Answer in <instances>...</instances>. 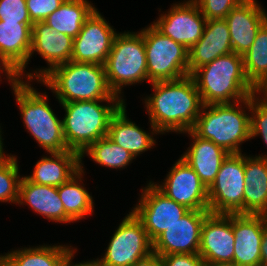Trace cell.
I'll list each match as a JSON object with an SVG mask.
<instances>
[{
  "instance_id": "6da1fadb",
  "label": "cell",
  "mask_w": 267,
  "mask_h": 266,
  "mask_svg": "<svg viewBox=\"0 0 267 266\" xmlns=\"http://www.w3.org/2000/svg\"><path fill=\"white\" fill-rule=\"evenodd\" d=\"M153 93L144 98L152 135L183 133L196 124L204 106L191 75L151 83Z\"/></svg>"
},
{
  "instance_id": "7a4b0ae2",
  "label": "cell",
  "mask_w": 267,
  "mask_h": 266,
  "mask_svg": "<svg viewBox=\"0 0 267 266\" xmlns=\"http://www.w3.org/2000/svg\"><path fill=\"white\" fill-rule=\"evenodd\" d=\"M191 76L204 105L232 104L254 93L245 75L243 56L234 52L199 67Z\"/></svg>"
},
{
  "instance_id": "3957f363",
  "label": "cell",
  "mask_w": 267,
  "mask_h": 266,
  "mask_svg": "<svg viewBox=\"0 0 267 266\" xmlns=\"http://www.w3.org/2000/svg\"><path fill=\"white\" fill-rule=\"evenodd\" d=\"M38 83L51 89L59 103L122 100L110 89L101 64L70 61L53 68Z\"/></svg>"
},
{
  "instance_id": "277c9868",
  "label": "cell",
  "mask_w": 267,
  "mask_h": 266,
  "mask_svg": "<svg viewBox=\"0 0 267 266\" xmlns=\"http://www.w3.org/2000/svg\"><path fill=\"white\" fill-rule=\"evenodd\" d=\"M250 108L251 96L232 104L204 105L192 131L228 153H242L240 145L251 139Z\"/></svg>"
},
{
  "instance_id": "5b68a950",
  "label": "cell",
  "mask_w": 267,
  "mask_h": 266,
  "mask_svg": "<svg viewBox=\"0 0 267 266\" xmlns=\"http://www.w3.org/2000/svg\"><path fill=\"white\" fill-rule=\"evenodd\" d=\"M124 103L123 100L60 103L65 110L62 124L68 149L81 155L91 144L107 136L111 117Z\"/></svg>"
},
{
  "instance_id": "8992f818",
  "label": "cell",
  "mask_w": 267,
  "mask_h": 266,
  "mask_svg": "<svg viewBox=\"0 0 267 266\" xmlns=\"http://www.w3.org/2000/svg\"><path fill=\"white\" fill-rule=\"evenodd\" d=\"M30 82L18 80L12 86L25 128L47 154L69 150L65 143L62 119L48 104V95L38 92Z\"/></svg>"
},
{
  "instance_id": "52a82bcc",
  "label": "cell",
  "mask_w": 267,
  "mask_h": 266,
  "mask_svg": "<svg viewBox=\"0 0 267 266\" xmlns=\"http://www.w3.org/2000/svg\"><path fill=\"white\" fill-rule=\"evenodd\" d=\"M104 66L110 89L125 102L123 87L148 81L142 30L117 33Z\"/></svg>"
},
{
  "instance_id": "ba28073f",
  "label": "cell",
  "mask_w": 267,
  "mask_h": 266,
  "mask_svg": "<svg viewBox=\"0 0 267 266\" xmlns=\"http://www.w3.org/2000/svg\"><path fill=\"white\" fill-rule=\"evenodd\" d=\"M148 82L177 80L189 75V50L164 36L152 23L142 29Z\"/></svg>"
},
{
  "instance_id": "9c48e42d",
  "label": "cell",
  "mask_w": 267,
  "mask_h": 266,
  "mask_svg": "<svg viewBox=\"0 0 267 266\" xmlns=\"http://www.w3.org/2000/svg\"><path fill=\"white\" fill-rule=\"evenodd\" d=\"M153 256V242L131 211L115 230L105 254L95 261L97 266H138Z\"/></svg>"
},
{
  "instance_id": "30bf717a",
  "label": "cell",
  "mask_w": 267,
  "mask_h": 266,
  "mask_svg": "<svg viewBox=\"0 0 267 266\" xmlns=\"http://www.w3.org/2000/svg\"><path fill=\"white\" fill-rule=\"evenodd\" d=\"M245 155L229 153L208 188L209 211L213 214H243Z\"/></svg>"
},
{
  "instance_id": "8fae6325",
  "label": "cell",
  "mask_w": 267,
  "mask_h": 266,
  "mask_svg": "<svg viewBox=\"0 0 267 266\" xmlns=\"http://www.w3.org/2000/svg\"><path fill=\"white\" fill-rule=\"evenodd\" d=\"M141 190V198L131 211L143 223L148 237L153 242L168 227L179 221L189 209L167 197L149 181Z\"/></svg>"
},
{
  "instance_id": "7c38bea8",
  "label": "cell",
  "mask_w": 267,
  "mask_h": 266,
  "mask_svg": "<svg viewBox=\"0 0 267 266\" xmlns=\"http://www.w3.org/2000/svg\"><path fill=\"white\" fill-rule=\"evenodd\" d=\"M114 29L96 8L73 38L71 61L104 65L117 35Z\"/></svg>"
},
{
  "instance_id": "4fadbf2b",
  "label": "cell",
  "mask_w": 267,
  "mask_h": 266,
  "mask_svg": "<svg viewBox=\"0 0 267 266\" xmlns=\"http://www.w3.org/2000/svg\"><path fill=\"white\" fill-rule=\"evenodd\" d=\"M206 20L197 4L193 0H187L174 3L152 25L164 36L181 43L189 50L202 37Z\"/></svg>"
},
{
  "instance_id": "5bb4252c",
  "label": "cell",
  "mask_w": 267,
  "mask_h": 266,
  "mask_svg": "<svg viewBox=\"0 0 267 266\" xmlns=\"http://www.w3.org/2000/svg\"><path fill=\"white\" fill-rule=\"evenodd\" d=\"M209 210H189L179 221L168 227L153 241V254H198L201 228Z\"/></svg>"
},
{
  "instance_id": "9a60e30c",
  "label": "cell",
  "mask_w": 267,
  "mask_h": 266,
  "mask_svg": "<svg viewBox=\"0 0 267 266\" xmlns=\"http://www.w3.org/2000/svg\"><path fill=\"white\" fill-rule=\"evenodd\" d=\"M154 185L167 197L189 210H209L208 189L181 157L173 164L164 182Z\"/></svg>"
},
{
  "instance_id": "2e32d148",
  "label": "cell",
  "mask_w": 267,
  "mask_h": 266,
  "mask_svg": "<svg viewBox=\"0 0 267 266\" xmlns=\"http://www.w3.org/2000/svg\"><path fill=\"white\" fill-rule=\"evenodd\" d=\"M73 51V38L51 28L44 21L32 25L31 49L29 60L37 52L48 63V68L37 69L32 73L26 72L24 76L40 81L53 68L71 61Z\"/></svg>"
},
{
  "instance_id": "e0dca14e",
  "label": "cell",
  "mask_w": 267,
  "mask_h": 266,
  "mask_svg": "<svg viewBox=\"0 0 267 266\" xmlns=\"http://www.w3.org/2000/svg\"><path fill=\"white\" fill-rule=\"evenodd\" d=\"M233 214L210 213L201 228L199 255L205 263L233 262Z\"/></svg>"
},
{
  "instance_id": "ac0fdd59",
  "label": "cell",
  "mask_w": 267,
  "mask_h": 266,
  "mask_svg": "<svg viewBox=\"0 0 267 266\" xmlns=\"http://www.w3.org/2000/svg\"><path fill=\"white\" fill-rule=\"evenodd\" d=\"M267 215L233 214L234 255L237 266H259Z\"/></svg>"
},
{
  "instance_id": "d6986e66",
  "label": "cell",
  "mask_w": 267,
  "mask_h": 266,
  "mask_svg": "<svg viewBox=\"0 0 267 266\" xmlns=\"http://www.w3.org/2000/svg\"><path fill=\"white\" fill-rule=\"evenodd\" d=\"M234 53L244 56L254 43L258 30L267 21V12L257 0H245L224 18Z\"/></svg>"
},
{
  "instance_id": "ffe728a7",
  "label": "cell",
  "mask_w": 267,
  "mask_h": 266,
  "mask_svg": "<svg viewBox=\"0 0 267 266\" xmlns=\"http://www.w3.org/2000/svg\"><path fill=\"white\" fill-rule=\"evenodd\" d=\"M232 52L226 20H206L202 37L189 49V75L219 56Z\"/></svg>"
},
{
  "instance_id": "44dd1931",
  "label": "cell",
  "mask_w": 267,
  "mask_h": 266,
  "mask_svg": "<svg viewBox=\"0 0 267 266\" xmlns=\"http://www.w3.org/2000/svg\"><path fill=\"white\" fill-rule=\"evenodd\" d=\"M32 25L0 21V56L24 79L31 49Z\"/></svg>"
},
{
  "instance_id": "7402d4cb",
  "label": "cell",
  "mask_w": 267,
  "mask_h": 266,
  "mask_svg": "<svg viewBox=\"0 0 267 266\" xmlns=\"http://www.w3.org/2000/svg\"><path fill=\"white\" fill-rule=\"evenodd\" d=\"M184 133L189 134L193 143L181 155V158L196 172L208 189L229 153L212 141L200 138L192 130Z\"/></svg>"
},
{
  "instance_id": "603a6c76",
  "label": "cell",
  "mask_w": 267,
  "mask_h": 266,
  "mask_svg": "<svg viewBox=\"0 0 267 266\" xmlns=\"http://www.w3.org/2000/svg\"><path fill=\"white\" fill-rule=\"evenodd\" d=\"M17 204L23 206L27 204L35 213L53 222L65 224L74 222L65 213L57 187L33 183L25 176H22L20 181Z\"/></svg>"
},
{
  "instance_id": "cb8c5ba5",
  "label": "cell",
  "mask_w": 267,
  "mask_h": 266,
  "mask_svg": "<svg viewBox=\"0 0 267 266\" xmlns=\"http://www.w3.org/2000/svg\"><path fill=\"white\" fill-rule=\"evenodd\" d=\"M36 162L33 173L25 176L29 181L44 186L58 187L80 170V155L72 150L50 153Z\"/></svg>"
},
{
  "instance_id": "d4e9b609",
  "label": "cell",
  "mask_w": 267,
  "mask_h": 266,
  "mask_svg": "<svg viewBox=\"0 0 267 266\" xmlns=\"http://www.w3.org/2000/svg\"><path fill=\"white\" fill-rule=\"evenodd\" d=\"M243 214L267 215V159L245 154Z\"/></svg>"
},
{
  "instance_id": "484cf974",
  "label": "cell",
  "mask_w": 267,
  "mask_h": 266,
  "mask_svg": "<svg viewBox=\"0 0 267 266\" xmlns=\"http://www.w3.org/2000/svg\"><path fill=\"white\" fill-rule=\"evenodd\" d=\"M126 102L111 117L108 137L130 152L135 158L154 148V137L127 118Z\"/></svg>"
},
{
  "instance_id": "4316f807",
  "label": "cell",
  "mask_w": 267,
  "mask_h": 266,
  "mask_svg": "<svg viewBox=\"0 0 267 266\" xmlns=\"http://www.w3.org/2000/svg\"><path fill=\"white\" fill-rule=\"evenodd\" d=\"M77 249L66 245H39L0 254V266H62Z\"/></svg>"
},
{
  "instance_id": "83f0119b",
  "label": "cell",
  "mask_w": 267,
  "mask_h": 266,
  "mask_svg": "<svg viewBox=\"0 0 267 266\" xmlns=\"http://www.w3.org/2000/svg\"><path fill=\"white\" fill-rule=\"evenodd\" d=\"M82 165L83 163L80 162V170L66 183L57 187V192L64 205L65 213L74 222L83 218L85 219L87 215L93 214L94 211V199L82 182L85 170Z\"/></svg>"
},
{
  "instance_id": "f1b7e54d",
  "label": "cell",
  "mask_w": 267,
  "mask_h": 266,
  "mask_svg": "<svg viewBox=\"0 0 267 266\" xmlns=\"http://www.w3.org/2000/svg\"><path fill=\"white\" fill-rule=\"evenodd\" d=\"M95 9L88 0H65L44 22L56 31L75 38Z\"/></svg>"
},
{
  "instance_id": "f546056e",
  "label": "cell",
  "mask_w": 267,
  "mask_h": 266,
  "mask_svg": "<svg viewBox=\"0 0 267 266\" xmlns=\"http://www.w3.org/2000/svg\"><path fill=\"white\" fill-rule=\"evenodd\" d=\"M87 154L99 165L111 169H125L136 159L130 152L114 143L108 136H105L91 144L81 155L80 162Z\"/></svg>"
},
{
  "instance_id": "4dcf8cb0",
  "label": "cell",
  "mask_w": 267,
  "mask_h": 266,
  "mask_svg": "<svg viewBox=\"0 0 267 266\" xmlns=\"http://www.w3.org/2000/svg\"><path fill=\"white\" fill-rule=\"evenodd\" d=\"M247 80L255 87L267 74V21L258 30L254 43L243 56Z\"/></svg>"
},
{
  "instance_id": "1f68e13d",
  "label": "cell",
  "mask_w": 267,
  "mask_h": 266,
  "mask_svg": "<svg viewBox=\"0 0 267 266\" xmlns=\"http://www.w3.org/2000/svg\"><path fill=\"white\" fill-rule=\"evenodd\" d=\"M21 179L15 155L0 163V202L17 204Z\"/></svg>"
},
{
  "instance_id": "d6a6232c",
  "label": "cell",
  "mask_w": 267,
  "mask_h": 266,
  "mask_svg": "<svg viewBox=\"0 0 267 266\" xmlns=\"http://www.w3.org/2000/svg\"><path fill=\"white\" fill-rule=\"evenodd\" d=\"M250 124H251V139L256 136H261L267 145V100L260 99L254 95L251 96ZM258 157L267 159V154H260Z\"/></svg>"
},
{
  "instance_id": "836d02e7",
  "label": "cell",
  "mask_w": 267,
  "mask_h": 266,
  "mask_svg": "<svg viewBox=\"0 0 267 266\" xmlns=\"http://www.w3.org/2000/svg\"><path fill=\"white\" fill-rule=\"evenodd\" d=\"M207 20L224 19L229 12L245 0H193Z\"/></svg>"
},
{
  "instance_id": "e575fe53",
  "label": "cell",
  "mask_w": 267,
  "mask_h": 266,
  "mask_svg": "<svg viewBox=\"0 0 267 266\" xmlns=\"http://www.w3.org/2000/svg\"><path fill=\"white\" fill-rule=\"evenodd\" d=\"M0 21L33 24L26 0H0Z\"/></svg>"
},
{
  "instance_id": "d590c367",
  "label": "cell",
  "mask_w": 267,
  "mask_h": 266,
  "mask_svg": "<svg viewBox=\"0 0 267 266\" xmlns=\"http://www.w3.org/2000/svg\"><path fill=\"white\" fill-rule=\"evenodd\" d=\"M65 0H26V6L33 23L45 21Z\"/></svg>"
},
{
  "instance_id": "8d00e7d4",
  "label": "cell",
  "mask_w": 267,
  "mask_h": 266,
  "mask_svg": "<svg viewBox=\"0 0 267 266\" xmlns=\"http://www.w3.org/2000/svg\"><path fill=\"white\" fill-rule=\"evenodd\" d=\"M164 266H205L203 258L199 254H169L159 257Z\"/></svg>"
},
{
  "instance_id": "74e56055",
  "label": "cell",
  "mask_w": 267,
  "mask_h": 266,
  "mask_svg": "<svg viewBox=\"0 0 267 266\" xmlns=\"http://www.w3.org/2000/svg\"><path fill=\"white\" fill-rule=\"evenodd\" d=\"M5 73L6 79L10 86H14L19 80L18 74L7 64V62L0 56V74ZM1 76V75H0ZM1 79V77H0ZM2 81V80H0Z\"/></svg>"
},
{
  "instance_id": "f35d334b",
  "label": "cell",
  "mask_w": 267,
  "mask_h": 266,
  "mask_svg": "<svg viewBox=\"0 0 267 266\" xmlns=\"http://www.w3.org/2000/svg\"><path fill=\"white\" fill-rule=\"evenodd\" d=\"M263 93V94H262ZM263 97H262V95ZM254 96L260 97V99L267 100V74L263 79L254 87ZM258 95V96H257ZM262 97V98H261Z\"/></svg>"
},
{
  "instance_id": "ab89813d",
  "label": "cell",
  "mask_w": 267,
  "mask_h": 266,
  "mask_svg": "<svg viewBox=\"0 0 267 266\" xmlns=\"http://www.w3.org/2000/svg\"><path fill=\"white\" fill-rule=\"evenodd\" d=\"M261 266H267V225L264 227L262 242H261Z\"/></svg>"
},
{
  "instance_id": "60d3db41",
  "label": "cell",
  "mask_w": 267,
  "mask_h": 266,
  "mask_svg": "<svg viewBox=\"0 0 267 266\" xmlns=\"http://www.w3.org/2000/svg\"><path fill=\"white\" fill-rule=\"evenodd\" d=\"M74 255H75V252H73L66 260L65 262L63 263L62 266H97V263L94 260H91V261H84L82 263H73V259H74Z\"/></svg>"
},
{
  "instance_id": "b9f144b4",
  "label": "cell",
  "mask_w": 267,
  "mask_h": 266,
  "mask_svg": "<svg viewBox=\"0 0 267 266\" xmlns=\"http://www.w3.org/2000/svg\"><path fill=\"white\" fill-rule=\"evenodd\" d=\"M138 266H164L160 258L153 256L152 258L140 263Z\"/></svg>"
},
{
  "instance_id": "7bdbcfd3",
  "label": "cell",
  "mask_w": 267,
  "mask_h": 266,
  "mask_svg": "<svg viewBox=\"0 0 267 266\" xmlns=\"http://www.w3.org/2000/svg\"><path fill=\"white\" fill-rule=\"evenodd\" d=\"M2 130H1V126H0V163L1 162H3L4 160H7L10 156H11V154L9 155V154H7V155H5V152H4V144H3V141L2 140H4L2 137Z\"/></svg>"
},
{
  "instance_id": "ee69618b",
  "label": "cell",
  "mask_w": 267,
  "mask_h": 266,
  "mask_svg": "<svg viewBox=\"0 0 267 266\" xmlns=\"http://www.w3.org/2000/svg\"><path fill=\"white\" fill-rule=\"evenodd\" d=\"M205 266H237L233 262L205 263Z\"/></svg>"
}]
</instances>
